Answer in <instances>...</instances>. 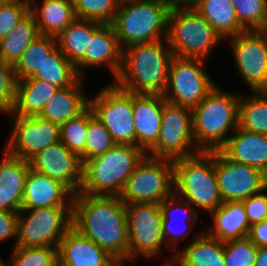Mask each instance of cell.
Wrapping results in <instances>:
<instances>
[{"instance_id":"6da1fadb","label":"cell","mask_w":267,"mask_h":266,"mask_svg":"<svg viewBox=\"0 0 267 266\" xmlns=\"http://www.w3.org/2000/svg\"><path fill=\"white\" fill-rule=\"evenodd\" d=\"M72 227L124 265L128 262L126 207L119 196L75 194Z\"/></svg>"},{"instance_id":"7a4b0ae2","label":"cell","mask_w":267,"mask_h":266,"mask_svg":"<svg viewBox=\"0 0 267 266\" xmlns=\"http://www.w3.org/2000/svg\"><path fill=\"white\" fill-rule=\"evenodd\" d=\"M172 57L167 39L128 46L122 50L121 69L113 82L136 94L163 95Z\"/></svg>"},{"instance_id":"3957f363","label":"cell","mask_w":267,"mask_h":266,"mask_svg":"<svg viewBox=\"0 0 267 266\" xmlns=\"http://www.w3.org/2000/svg\"><path fill=\"white\" fill-rule=\"evenodd\" d=\"M222 89L217 85L192 109L194 141L201 151L219 150L238 128L240 93Z\"/></svg>"},{"instance_id":"277c9868","label":"cell","mask_w":267,"mask_h":266,"mask_svg":"<svg viewBox=\"0 0 267 266\" xmlns=\"http://www.w3.org/2000/svg\"><path fill=\"white\" fill-rule=\"evenodd\" d=\"M147 154L139 147L115 144L104 154L83 163L79 193L120 196L128 177Z\"/></svg>"},{"instance_id":"5b68a950","label":"cell","mask_w":267,"mask_h":266,"mask_svg":"<svg viewBox=\"0 0 267 266\" xmlns=\"http://www.w3.org/2000/svg\"><path fill=\"white\" fill-rule=\"evenodd\" d=\"M170 9L159 0H121L111 23L121 49L167 39Z\"/></svg>"},{"instance_id":"8992f818","label":"cell","mask_w":267,"mask_h":266,"mask_svg":"<svg viewBox=\"0 0 267 266\" xmlns=\"http://www.w3.org/2000/svg\"><path fill=\"white\" fill-rule=\"evenodd\" d=\"M173 164L174 193L196 211L210 214L223 203L215 174V150L200 151L173 160Z\"/></svg>"},{"instance_id":"52a82bcc","label":"cell","mask_w":267,"mask_h":266,"mask_svg":"<svg viewBox=\"0 0 267 266\" xmlns=\"http://www.w3.org/2000/svg\"><path fill=\"white\" fill-rule=\"evenodd\" d=\"M167 40L174 56L204 60L225 41L193 7H171Z\"/></svg>"},{"instance_id":"ba28073f","label":"cell","mask_w":267,"mask_h":266,"mask_svg":"<svg viewBox=\"0 0 267 266\" xmlns=\"http://www.w3.org/2000/svg\"><path fill=\"white\" fill-rule=\"evenodd\" d=\"M174 193L173 160L145 156L120 194L125 204H160Z\"/></svg>"},{"instance_id":"9c48e42d","label":"cell","mask_w":267,"mask_h":266,"mask_svg":"<svg viewBox=\"0 0 267 266\" xmlns=\"http://www.w3.org/2000/svg\"><path fill=\"white\" fill-rule=\"evenodd\" d=\"M205 62L200 58L173 55L163 94L165 100L189 109L195 108L217 86L208 75Z\"/></svg>"},{"instance_id":"30bf717a","label":"cell","mask_w":267,"mask_h":266,"mask_svg":"<svg viewBox=\"0 0 267 266\" xmlns=\"http://www.w3.org/2000/svg\"><path fill=\"white\" fill-rule=\"evenodd\" d=\"M90 107L116 144L136 146L133 92L109 82L93 98L90 97Z\"/></svg>"},{"instance_id":"8fae6325","label":"cell","mask_w":267,"mask_h":266,"mask_svg":"<svg viewBox=\"0 0 267 266\" xmlns=\"http://www.w3.org/2000/svg\"><path fill=\"white\" fill-rule=\"evenodd\" d=\"M71 227L72 207L20 210L16 246L58 248Z\"/></svg>"},{"instance_id":"7c38bea8","label":"cell","mask_w":267,"mask_h":266,"mask_svg":"<svg viewBox=\"0 0 267 266\" xmlns=\"http://www.w3.org/2000/svg\"><path fill=\"white\" fill-rule=\"evenodd\" d=\"M125 207L128 228V262L137 261L138 256L147 259L162 256L163 253L160 251L166 243L162 231L160 205L130 203L125 204Z\"/></svg>"},{"instance_id":"4fadbf2b","label":"cell","mask_w":267,"mask_h":266,"mask_svg":"<svg viewBox=\"0 0 267 266\" xmlns=\"http://www.w3.org/2000/svg\"><path fill=\"white\" fill-rule=\"evenodd\" d=\"M200 151L193 136L192 109L172 104L164 98L159 137L147 156L176 160Z\"/></svg>"},{"instance_id":"5bb4252c","label":"cell","mask_w":267,"mask_h":266,"mask_svg":"<svg viewBox=\"0 0 267 266\" xmlns=\"http://www.w3.org/2000/svg\"><path fill=\"white\" fill-rule=\"evenodd\" d=\"M236 71L250 91H267V33L244 31L227 39Z\"/></svg>"},{"instance_id":"9a60e30c","label":"cell","mask_w":267,"mask_h":266,"mask_svg":"<svg viewBox=\"0 0 267 266\" xmlns=\"http://www.w3.org/2000/svg\"><path fill=\"white\" fill-rule=\"evenodd\" d=\"M13 129L7 145L9 154L29 161L40 151L60 141V126L40 116H8Z\"/></svg>"},{"instance_id":"2e32d148","label":"cell","mask_w":267,"mask_h":266,"mask_svg":"<svg viewBox=\"0 0 267 266\" xmlns=\"http://www.w3.org/2000/svg\"><path fill=\"white\" fill-rule=\"evenodd\" d=\"M215 174L223 202L243 201L267 188L266 174L231 161L220 150H215Z\"/></svg>"},{"instance_id":"e0dca14e","label":"cell","mask_w":267,"mask_h":266,"mask_svg":"<svg viewBox=\"0 0 267 266\" xmlns=\"http://www.w3.org/2000/svg\"><path fill=\"white\" fill-rule=\"evenodd\" d=\"M30 168L64 184L74 195L80 192L83 164L61 141L29 160Z\"/></svg>"},{"instance_id":"ac0fdd59","label":"cell","mask_w":267,"mask_h":266,"mask_svg":"<svg viewBox=\"0 0 267 266\" xmlns=\"http://www.w3.org/2000/svg\"><path fill=\"white\" fill-rule=\"evenodd\" d=\"M122 64V49L111 24H101L89 40L88 50L84 57L75 65L77 73L86 76L85 69L103 68L110 69L114 79L118 76ZM83 71H82V70Z\"/></svg>"},{"instance_id":"d6986e66","label":"cell","mask_w":267,"mask_h":266,"mask_svg":"<svg viewBox=\"0 0 267 266\" xmlns=\"http://www.w3.org/2000/svg\"><path fill=\"white\" fill-rule=\"evenodd\" d=\"M58 260L59 266H124L74 227L60 241Z\"/></svg>"},{"instance_id":"ffe728a7","label":"cell","mask_w":267,"mask_h":266,"mask_svg":"<svg viewBox=\"0 0 267 266\" xmlns=\"http://www.w3.org/2000/svg\"><path fill=\"white\" fill-rule=\"evenodd\" d=\"M73 196L74 194L61 182L29 168L21 210L72 207Z\"/></svg>"},{"instance_id":"44dd1931","label":"cell","mask_w":267,"mask_h":266,"mask_svg":"<svg viewBox=\"0 0 267 266\" xmlns=\"http://www.w3.org/2000/svg\"><path fill=\"white\" fill-rule=\"evenodd\" d=\"M163 95L133 93L136 146L146 154L156 145L162 124Z\"/></svg>"},{"instance_id":"7402d4cb","label":"cell","mask_w":267,"mask_h":266,"mask_svg":"<svg viewBox=\"0 0 267 266\" xmlns=\"http://www.w3.org/2000/svg\"><path fill=\"white\" fill-rule=\"evenodd\" d=\"M159 205L162 211V231L166 243V249L169 247L171 250L176 249V252L174 251V253H177L179 250L177 249L178 244L181 240L183 241L186 236L191 233L194 234L191 230L193 231V228L197 225L196 223L199 220V212H197L189 205L188 202L177 196L175 193H173L170 197H167ZM179 212H181V215Z\"/></svg>"},{"instance_id":"603a6c76","label":"cell","mask_w":267,"mask_h":266,"mask_svg":"<svg viewBox=\"0 0 267 266\" xmlns=\"http://www.w3.org/2000/svg\"><path fill=\"white\" fill-rule=\"evenodd\" d=\"M219 150L231 161L257 168L267 175V135L238 127Z\"/></svg>"},{"instance_id":"cb8c5ba5","label":"cell","mask_w":267,"mask_h":266,"mask_svg":"<svg viewBox=\"0 0 267 266\" xmlns=\"http://www.w3.org/2000/svg\"><path fill=\"white\" fill-rule=\"evenodd\" d=\"M3 154L0 162V210L19 212L30 164L5 149Z\"/></svg>"},{"instance_id":"d4e9b609","label":"cell","mask_w":267,"mask_h":266,"mask_svg":"<svg viewBox=\"0 0 267 266\" xmlns=\"http://www.w3.org/2000/svg\"><path fill=\"white\" fill-rule=\"evenodd\" d=\"M84 79L81 77L74 85L60 88L45 104L42 119L59 126L83 113L90 106V97L83 90Z\"/></svg>"},{"instance_id":"484cf974","label":"cell","mask_w":267,"mask_h":266,"mask_svg":"<svg viewBox=\"0 0 267 266\" xmlns=\"http://www.w3.org/2000/svg\"><path fill=\"white\" fill-rule=\"evenodd\" d=\"M210 216L213 224L204 230L210 237L225 243L248 236L250 223L242 201L223 202Z\"/></svg>"},{"instance_id":"4316f807","label":"cell","mask_w":267,"mask_h":266,"mask_svg":"<svg viewBox=\"0 0 267 266\" xmlns=\"http://www.w3.org/2000/svg\"><path fill=\"white\" fill-rule=\"evenodd\" d=\"M35 1L29 0V11L40 35L57 37L76 19L72 0H41V4Z\"/></svg>"},{"instance_id":"83f0119b","label":"cell","mask_w":267,"mask_h":266,"mask_svg":"<svg viewBox=\"0 0 267 266\" xmlns=\"http://www.w3.org/2000/svg\"><path fill=\"white\" fill-rule=\"evenodd\" d=\"M194 235L191 243L171 254L169 260L173 259L178 266H225L224 243L205 231Z\"/></svg>"},{"instance_id":"f1b7e54d","label":"cell","mask_w":267,"mask_h":266,"mask_svg":"<svg viewBox=\"0 0 267 266\" xmlns=\"http://www.w3.org/2000/svg\"><path fill=\"white\" fill-rule=\"evenodd\" d=\"M59 90L48 81L34 78L18 80L16 98L10 115L39 116L46 102Z\"/></svg>"},{"instance_id":"f546056e","label":"cell","mask_w":267,"mask_h":266,"mask_svg":"<svg viewBox=\"0 0 267 266\" xmlns=\"http://www.w3.org/2000/svg\"><path fill=\"white\" fill-rule=\"evenodd\" d=\"M193 8L212 25L225 41L246 31L239 24L231 0H201Z\"/></svg>"},{"instance_id":"4dcf8cb0","label":"cell","mask_w":267,"mask_h":266,"mask_svg":"<svg viewBox=\"0 0 267 266\" xmlns=\"http://www.w3.org/2000/svg\"><path fill=\"white\" fill-rule=\"evenodd\" d=\"M100 25L95 21L76 18L56 37L59 50L76 65L84 57L89 40Z\"/></svg>"},{"instance_id":"1f68e13d","label":"cell","mask_w":267,"mask_h":266,"mask_svg":"<svg viewBox=\"0 0 267 266\" xmlns=\"http://www.w3.org/2000/svg\"><path fill=\"white\" fill-rule=\"evenodd\" d=\"M39 35L35 18L29 11L9 34L0 39V62L15 65Z\"/></svg>"},{"instance_id":"d6a6232c","label":"cell","mask_w":267,"mask_h":266,"mask_svg":"<svg viewBox=\"0 0 267 266\" xmlns=\"http://www.w3.org/2000/svg\"><path fill=\"white\" fill-rule=\"evenodd\" d=\"M30 78L48 81L60 89L74 85L81 76L77 73L75 65L57 46L46 56L43 63Z\"/></svg>"},{"instance_id":"836d02e7","label":"cell","mask_w":267,"mask_h":266,"mask_svg":"<svg viewBox=\"0 0 267 266\" xmlns=\"http://www.w3.org/2000/svg\"><path fill=\"white\" fill-rule=\"evenodd\" d=\"M240 93L238 127L246 131L267 135V91Z\"/></svg>"},{"instance_id":"e575fe53","label":"cell","mask_w":267,"mask_h":266,"mask_svg":"<svg viewBox=\"0 0 267 266\" xmlns=\"http://www.w3.org/2000/svg\"><path fill=\"white\" fill-rule=\"evenodd\" d=\"M56 47L57 40L54 36L39 35L34 39L14 65L17 79L31 77Z\"/></svg>"},{"instance_id":"d590c367","label":"cell","mask_w":267,"mask_h":266,"mask_svg":"<svg viewBox=\"0 0 267 266\" xmlns=\"http://www.w3.org/2000/svg\"><path fill=\"white\" fill-rule=\"evenodd\" d=\"M116 143L103 123L94 115L92 108L88 107V129L84 152L79 156L81 163L90 158L104 154Z\"/></svg>"},{"instance_id":"8d00e7d4","label":"cell","mask_w":267,"mask_h":266,"mask_svg":"<svg viewBox=\"0 0 267 266\" xmlns=\"http://www.w3.org/2000/svg\"><path fill=\"white\" fill-rule=\"evenodd\" d=\"M121 0H72L76 18L111 24Z\"/></svg>"},{"instance_id":"74e56055","label":"cell","mask_w":267,"mask_h":266,"mask_svg":"<svg viewBox=\"0 0 267 266\" xmlns=\"http://www.w3.org/2000/svg\"><path fill=\"white\" fill-rule=\"evenodd\" d=\"M8 261L12 266H59L58 248L15 246Z\"/></svg>"},{"instance_id":"f35d334b","label":"cell","mask_w":267,"mask_h":266,"mask_svg":"<svg viewBox=\"0 0 267 266\" xmlns=\"http://www.w3.org/2000/svg\"><path fill=\"white\" fill-rule=\"evenodd\" d=\"M239 24L246 30H263L267 0H231Z\"/></svg>"},{"instance_id":"ab89813d","label":"cell","mask_w":267,"mask_h":266,"mask_svg":"<svg viewBox=\"0 0 267 266\" xmlns=\"http://www.w3.org/2000/svg\"><path fill=\"white\" fill-rule=\"evenodd\" d=\"M88 108L75 118L60 126V141L72 152L80 156L87 140Z\"/></svg>"},{"instance_id":"60d3db41","label":"cell","mask_w":267,"mask_h":266,"mask_svg":"<svg viewBox=\"0 0 267 266\" xmlns=\"http://www.w3.org/2000/svg\"><path fill=\"white\" fill-rule=\"evenodd\" d=\"M257 254L258 247L248 237L224 243L225 266H254Z\"/></svg>"},{"instance_id":"b9f144b4","label":"cell","mask_w":267,"mask_h":266,"mask_svg":"<svg viewBox=\"0 0 267 266\" xmlns=\"http://www.w3.org/2000/svg\"><path fill=\"white\" fill-rule=\"evenodd\" d=\"M18 79L14 65L0 62V113H12L16 98Z\"/></svg>"},{"instance_id":"7bdbcfd3","label":"cell","mask_w":267,"mask_h":266,"mask_svg":"<svg viewBox=\"0 0 267 266\" xmlns=\"http://www.w3.org/2000/svg\"><path fill=\"white\" fill-rule=\"evenodd\" d=\"M29 0H13L0 4V39L9 34L29 12Z\"/></svg>"},{"instance_id":"ee69618b","label":"cell","mask_w":267,"mask_h":266,"mask_svg":"<svg viewBox=\"0 0 267 266\" xmlns=\"http://www.w3.org/2000/svg\"><path fill=\"white\" fill-rule=\"evenodd\" d=\"M267 190L264 189L262 192L250 196L243 200L244 208L250 223V226L267 220Z\"/></svg>"},{"instance_id":"f6af8a7d","label":"cell","mask_w":267,"mask_h":266,"mask_svg":"<svg viewBox=\"0 0 267 266\" xmlns=\"http://www.w3.org/2000/svg\"><path fill=\"white\" fill-rule=\"evenodd\" d=\"M19 212L0 210V244L15 238L14 247L18 238ZM10 238V239H9Z\"/></svg>"},{"instance_id":"bcb514c9","label":"cell","mask_w":267,"mask_h":266,"mask_svg":"<svg viewBox=\"0 0 267 266\" xmlns=\"http://www.w3.org/2000/svg\"><path fill=\"white\" fill-rule=\"evenodd\" d=\"M247 237L256 247H267V220L251 225Z\"/></svg>"},{"instance_id":"7dc6e473","label":"cell","mask_w":267,"mask_h":266,"mask_svg":"<svg viewBox=\"0 0 267 266\" xmlns=\"http://www.w3.org/2000/svg\"><path fill=\"white\" fill-rule=\"evenodd\" d=\"M254 266H267V247L258 248V254Z\"/></svg>"},{"instance_id":"c3c4849f","label":"cell","mask_w":267,"mask_h":266,"mask_svg":"<svg viewBox=\"0 0 267 266\" xmlns=\"http://www.w3.org/2000/svg\"><path fill=\"white\" fill-rule=\"evenodd\" d=\"M201 0H180V8H191L194 7Z\"/></svg>"},{"instance_id":"681fc988","label":"cell","mask_w":267,"mask_h":266,"mask_svg":"<svg viewBox=\"0 0 267 266\" xmlns=\"http://www.w3.org/2000/svg\"><path fill=\"white\" fill-rule=\"evenodd\" d=\"M167 3L170 7L180 8V0H159Z\"/></svg>"},{"instance_id":"f907efd6","label":"cell","mask_w":267,"mask_h":266,"mask_svg":"<svg viewBox=\"0 0 267 266\" xmlns=\"http://www.w3.org/2000/svg\"><path fill=\"white\" fill-rule=\"evenodd\" d=\"M0 266H12V264L9 262L8 264L3 260V258L0 256Z\"/></svg>"},{"instance_id":"816d5d0a","label":"cell","mask_w":267,"mask_h":266,"mask_svg":"<svg viewBox=\"0 0 267 266\" xmlns=\"http://www.w3.org/2000/svg\"><path fill=\"white\" fill-rule=\"evenodd\" d=\"M264 32L267 33V10H266V18H265V24H264V27H263V30Z\"/></svg>"},{"instance_id":"f5cc1de1","label":"cell","mask_w":267,"mask_h":266,"mask_svg":"<svg viewBox=\"0 0 267 266\" xmlns=\"http://www.w3.org/2000/svg\"><path fill=\"white\" fill-rule=\"evenodd\" d=\"M167 261L163 266H173V260L172 261L167 260Z\"/></svg>"},{"instance_id":"db71d44e","label":"cell","mask_w":267,"mask_h":266,"mask_svg":"<svg viewBox=\"0 0 267 266\" xmlns=\"http://www.w3.org/2000/svg\"><path fill=\"white\" fill-rule=\"evenodd\" d=\"M10 1H13V0H0V4L7 3V2H10Z\"/></svg>"}]
</instances>
